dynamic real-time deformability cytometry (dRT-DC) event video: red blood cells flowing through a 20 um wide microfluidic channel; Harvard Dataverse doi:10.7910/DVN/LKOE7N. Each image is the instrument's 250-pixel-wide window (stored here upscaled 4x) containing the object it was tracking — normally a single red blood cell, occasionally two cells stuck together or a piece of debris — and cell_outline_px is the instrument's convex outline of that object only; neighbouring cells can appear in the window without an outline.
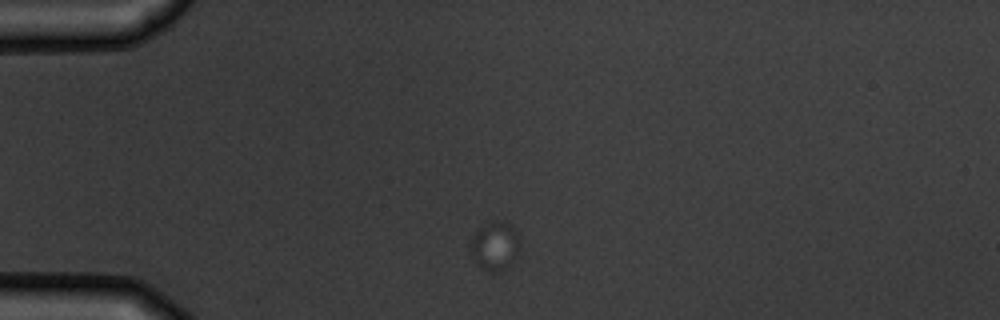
{"species": "common noctule bat (a hibernating species)", "species_latin": "Nyctalus noctula", "temperature_condition": "warm", "stored_images_in_passage": 2, "camera_frame_rate_fps": 3000, "um_per_image_px": 0.085, "animal": {"sex": "male", "body_mass_g": 19.5, "forearm_length_mm": 54.6}, "frame": {"image": 1, "passage_image": 1, "time_ms": 0.0, "image_size_px": [1000, 320], "cell_outline_px": [[520, 248], [508, 268], [500, 272], [484, 272], [476, 264], [472, 252], [472, 236], [484, 224], [500, 220], [512, 224], [516, 228], [520, 236]], "centroid_in_image_um": [42.12, 20.92], "position_along_channel_um": 42.9, "area_um2": 14.28}}